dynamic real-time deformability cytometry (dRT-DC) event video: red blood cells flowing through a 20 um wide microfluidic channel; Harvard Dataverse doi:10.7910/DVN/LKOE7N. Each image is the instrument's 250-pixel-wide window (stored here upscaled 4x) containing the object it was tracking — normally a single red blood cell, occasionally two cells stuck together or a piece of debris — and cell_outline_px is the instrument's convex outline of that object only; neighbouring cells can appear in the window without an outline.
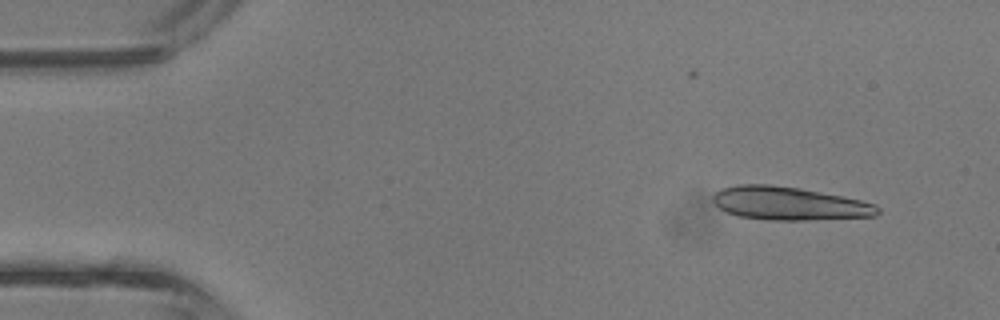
{"species": "common noctule bat (a hibernating species)", "species_latin": "Nyctalus noctula", "temperature_condition": "room temperature", "stored_images_in_passage": 41, "segment_of_instrument_passage": [1, 2], "camera_frame_rate_fps": 3000, "um_per_image_px": 0.085, "animal": {"sex": "male", "body_mass_g": 13.3}, "frame": {"image": 1, "passage_image": 3, "time_ms": 0.667, "image_size_px": [1000, 320], "cell_outline_px": [[880, 212], [876, 216], [808, 220], [768, 220], [740, 216], [728, 212], [720, 208], [712, 200], [712, 196], [720, 188], [740, 184], [768, 184], [800, 188], [860, 200], [876, 204], [880, 208]], "centroid_in_image_um": [67.08, 17.29], "position_along_channel_um": 17.9, "area_um2": 31.85}}